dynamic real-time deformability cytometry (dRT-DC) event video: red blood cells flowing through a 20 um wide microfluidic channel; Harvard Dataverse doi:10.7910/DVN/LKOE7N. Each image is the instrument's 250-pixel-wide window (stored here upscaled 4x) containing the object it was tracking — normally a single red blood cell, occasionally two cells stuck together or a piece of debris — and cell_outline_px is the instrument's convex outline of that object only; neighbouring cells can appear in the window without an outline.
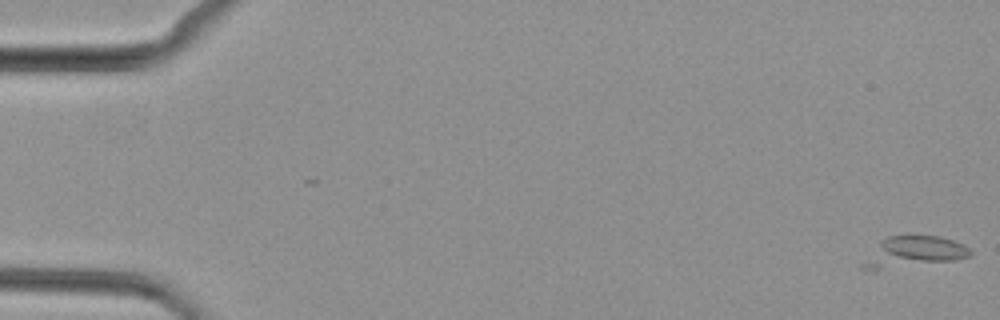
{"species": "common noctule bat (a hibernating species)", "species_latin": "Nyctalus noctula", "temperature_condition": "cold", "stored_images_in_passage": 2, "camera_frame_rate_fps": 3000, "um_per_image_px": 0.085, "animal": {"sex": "female", "body_mass_g": 29.2, "forearm_length_mm": 56.3}, "frame": {"image": 1, "passage_image": 2, "time_ms": 0.333, "image_size_px": [1000, 320], "cell_outline_px": [[972, 256], [956, 260], [880, 268], [860, 268], [860, 264], [880, 240], [888, 236], [940, 236], [964, 244], [972, 252]], "centroid_in_image_um": [77.69, 21.38], "position_along_channel_um": 7.3, "area_um2": 18.73}}